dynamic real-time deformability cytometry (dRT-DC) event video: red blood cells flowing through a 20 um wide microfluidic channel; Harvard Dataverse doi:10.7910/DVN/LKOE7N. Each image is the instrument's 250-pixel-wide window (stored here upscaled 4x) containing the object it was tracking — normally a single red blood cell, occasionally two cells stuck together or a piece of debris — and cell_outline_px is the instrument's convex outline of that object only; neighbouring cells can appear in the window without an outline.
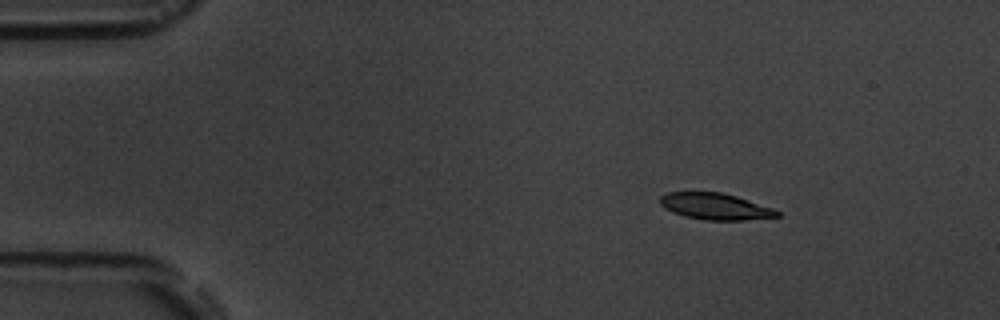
{"species": "common noctule bat (a hibernating species)", "species_latin": "Nyctalus noctula", "temperature_condition": "room temperature", "stored_images_in_passage": 6, "camera_frame_rate_fps": 3000, "um_per_image_px": 0.085, "animal": {"sex": "male", "body_mass_g": 19.5, "forearm_length_mm": 54.6}, "frame": {"image": 1, "passage_image": 2, "time_ms": 1.333, "image_size_px": [1000, 320], "cell_outline_px": [[780, 216], [744, 220], [704, 220], [684, 216], [672, 212], [664, 208], [660, 204], [660, 196], [668, 192], [720, 192], [736, 196], [772, 208], [780, 212]], "centroid_in_image_um": [60.76, 17.55], "position_along_channel_um": 24.2, "area_um2": 17.98}}
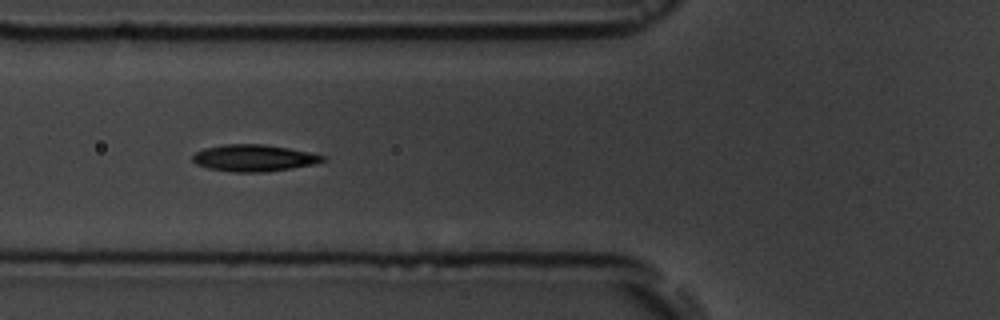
{"frame": {"image": 2, "passage_image": 5, "time_ms": 5.667, "image_size_px": [1000, 320], "cell_outline_px": [[328, 160], [312, 164], [292, 168], [264, 172], [232, 172], [208, 168], [196, 164], [192, 160], [192, 156], [196, 152], [204, 148], [224, 144], [264, 144], [288, 148], [308, 152], [324, 156]], "centroid_in_image_um": [21.55, 13.43], "position_along_channel_um": 104.2, "area_um2": 20.23}}
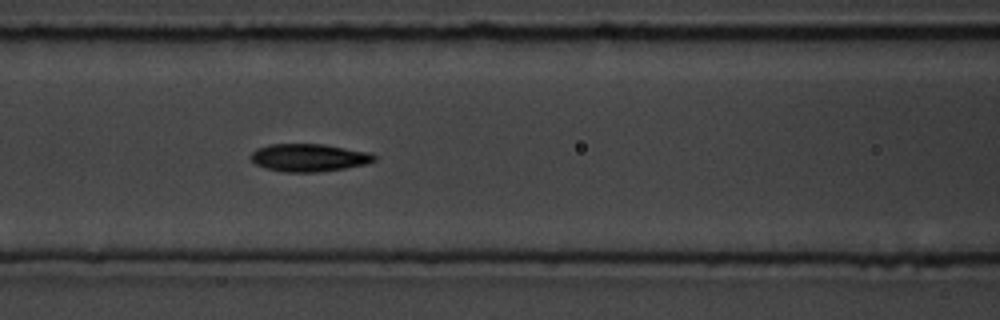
{"frame": {"image": 3, "passage_image": 6, "time_ms": 6.667, "image_size_px": [1000, 320], "cell_outline_px": [[376, 160], [368, 164], [344, 168], [316, 172], [284, 172], [268, 168], [256, 164], [252, 160], [252, 152], [256, 148], [268, 144], [324, 144], [368, 152], [376, 156]], "centroid_in_image_um": [26.27, 13.39], "position_along_channel_um": 140.3, "area_um2": 19.83}}